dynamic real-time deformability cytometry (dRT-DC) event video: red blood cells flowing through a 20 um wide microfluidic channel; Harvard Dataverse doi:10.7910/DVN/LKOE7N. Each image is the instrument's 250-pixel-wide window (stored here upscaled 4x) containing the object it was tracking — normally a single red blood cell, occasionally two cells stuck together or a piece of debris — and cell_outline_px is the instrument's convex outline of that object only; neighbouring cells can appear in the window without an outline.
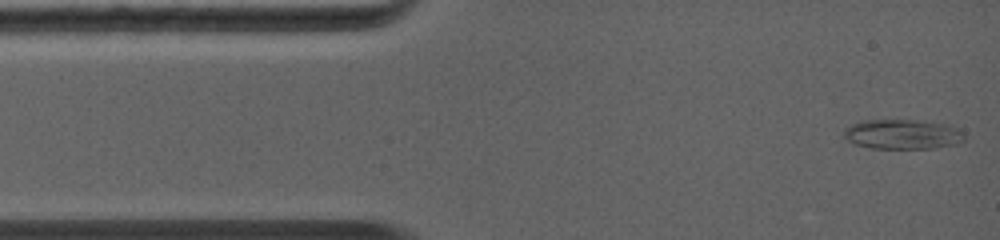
{"species": "common noctule bat (a hibernating species)", "species_latin": "Nyctalus noctula", "temperature_condition": "warm", "stored_images_in_passage": 64, "camera_frame_rate_fps": 5000, "um_per_image_px": 0.085, "animal": {"sex": "female", "body_mass_g": 19.0, "forearm_length_mm": 56.7}, "frame": {"image": 1, "passage_image": 1, "time_ms": 0.0, "image_size_px": [1000, 240], "cell_outline_px": [[964, 140], [952, 144], [932, 148], [872, 148], [856, 144], [848, 140], [844, 136], [844, 128], [860, 120], [924, 120], [948, 124], [964, 132]], "centroid_in_image_um": [76.71, 11.39], "position_along_channel_um": 8.3, "area_um2": 20.87}}
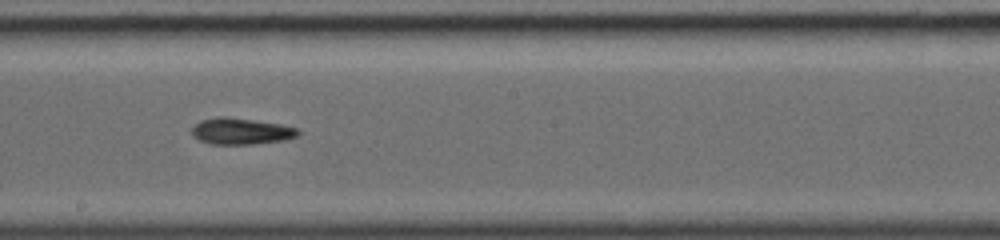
{"frame": {"image": 2, "passage_image": 28, "time_ms": 6.4, "image_size_px": [1000, 240], "cell_outline_px": [[300, 132], [296, 136], [284, 140], [252, 144], [212, 144], [200, 140], [192, 136], [192, 128], [200, 120], [220, 116], [224, 116], [280, 124], [296, 128]], "centroid_in_image_um": [20.45, 11.15], "position_along_channel_um": 227.7, "area_um2": 16.13}}
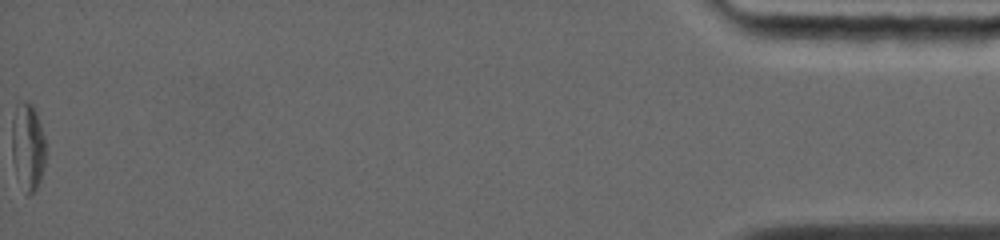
{"frame": {"image": 3, "passage_image": 63, "time_ms": 14.2, "image_size_px": [1000, 240], "cell_outline_px": [[44, 164], [40, 180], [36, 188], [28, 196], [16, 172], [12, 156], [12, 120], [16, 104], [24, 100], [32, 104], [36, 112], [44, 136]], "centroid_in_image_um": [2.35, 12.39], "position_along_channel_um": 432.9, "area_um2": 16.76}, "authors_computed_cell_mechanics": {"area_um2": 16.2996, "velocity_mm_per_s": 4.5033, "shape_relaxation_time_tau1_ms": 1.6571, "shape_relaxation_time_tau2_ms": null, "deformation_change_tau1": 0.1135, "deformation_change_tau2": null}}